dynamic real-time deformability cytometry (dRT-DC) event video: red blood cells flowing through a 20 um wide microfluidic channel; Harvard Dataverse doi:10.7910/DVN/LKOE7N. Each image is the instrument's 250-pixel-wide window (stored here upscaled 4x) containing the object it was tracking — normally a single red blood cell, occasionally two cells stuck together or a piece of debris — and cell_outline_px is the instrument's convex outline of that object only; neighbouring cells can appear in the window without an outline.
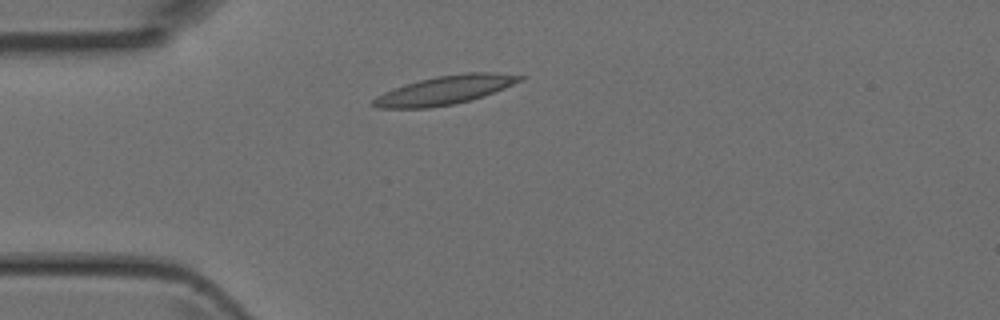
{"species": "Egyptian fruit bat (a non-hibernating species)", "species_latin": "Rousettus aegyptiacus", "temperature_condition": "room temperature", "stored_images_in_passage": 26, "camera_frame_rate_fps": 3000, "um_per_image_px": 0.085, "animal": {"sex": "female"}, "frame": {"image": 1, "passage_image": 1, "time_ms": 0.0, "image_size_px": [1000, 320], "cell_outline_px": [[524, 80], [504, 88], [456, 104], [428, 108], [376, 108], [372, 104], [372, 100], [376, 96], [392, 88], [404, 84], [436, 76], [464, 72], [496, 72], [524, 76]], "centroid_in_image_um": [37.79, 7.65], "position_along_channel_um": 47.2, "area_um2": 24.51}}
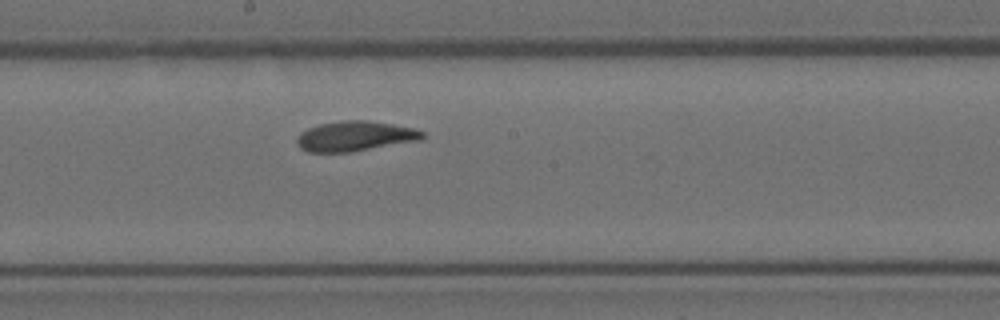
{"frame": {"image": 2, "passage_image": 14, "time_ms": 4.333, "image_size_px": [1000, 320], "cell_outline_px": [[424, 136], [420, 140], [348, 152], [308, 152], [300, 148], [296, 144], [296, 136], [300, 132], [308, 128], [320, 124], [340, 120], [368, 120], [416, 128], [424, 132]], "centroid_in_image_um": [30.14, 11.56], "position_along_channel_um": 218.1, "area_um2": 22.02}}
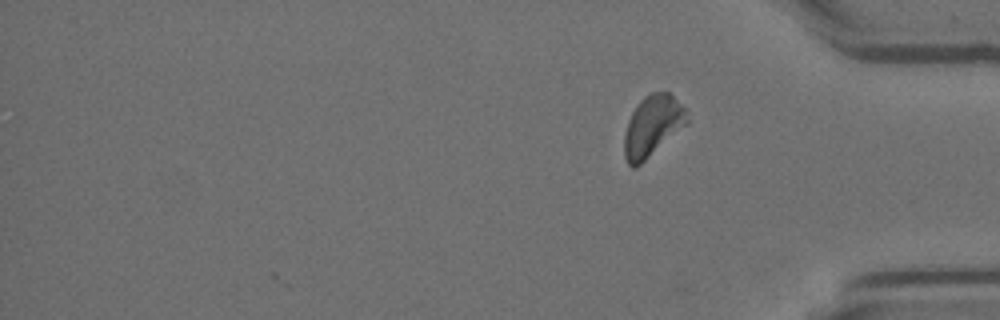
{"frame": {"image": 3, "passage_image": 26, "time_ms": 8.333, "image_size_px": [1000, 320], "cell_outline_px": [[688, 124], [636, 168], [632, 168], [628, 164], [624, 156], [624, 132], [628, 120], [632, 112], [640, 100], [644, 96], [652, 92], [668, 92], [684, 108], [688, 120]], "centroid_in_image_um": [55.44, 10.74], "position_along_channel_um": 379.8, "area_um2": 22.25}}